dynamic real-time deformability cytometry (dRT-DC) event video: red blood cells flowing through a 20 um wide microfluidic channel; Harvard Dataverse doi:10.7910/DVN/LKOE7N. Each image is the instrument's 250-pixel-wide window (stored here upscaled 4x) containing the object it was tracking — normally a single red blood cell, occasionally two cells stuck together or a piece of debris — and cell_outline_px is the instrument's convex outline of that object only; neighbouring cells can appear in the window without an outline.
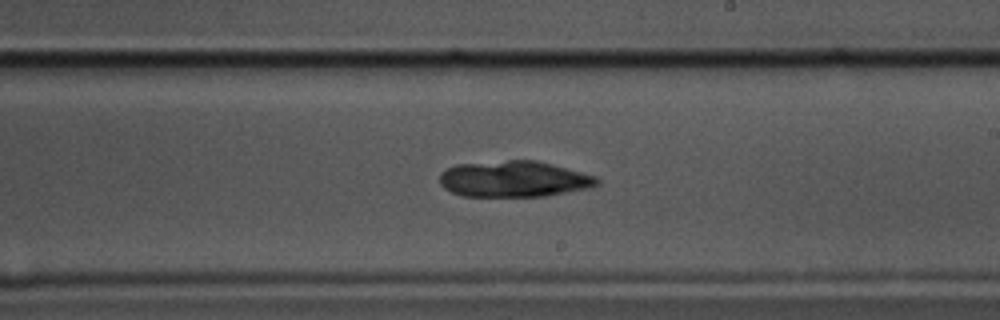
{"species": "common noctule bat (a hibernating species)", "species_latin": "Nyctalus noctula", "temperature_condition": "cold", "stored_images_in_passage": 49, "camera_frame_rate_fps": 3000, "um_per_image_px": 0.085, "animal": {"sex": "male", "body_mass_g": 17.5, "forearm_length_mm": 52.3}, "frame": {"image": 1, "passage_image": 35, "time_ms": 11.333, "image_size_px": [1000, 320], "cell_outline_px": [[600, 184], [588, 188], [544, 196], [464, 196], [452, 192], [444, 188], [440, 184], [440, 172], [456, 164], [508, 160], [536, 160], [552, 164], [596, 176], [600, 180]], "centroid_in_image_um": [43.68, 15.21], "position_along_channel_um": 245.3, "area_um2": 33.06}}